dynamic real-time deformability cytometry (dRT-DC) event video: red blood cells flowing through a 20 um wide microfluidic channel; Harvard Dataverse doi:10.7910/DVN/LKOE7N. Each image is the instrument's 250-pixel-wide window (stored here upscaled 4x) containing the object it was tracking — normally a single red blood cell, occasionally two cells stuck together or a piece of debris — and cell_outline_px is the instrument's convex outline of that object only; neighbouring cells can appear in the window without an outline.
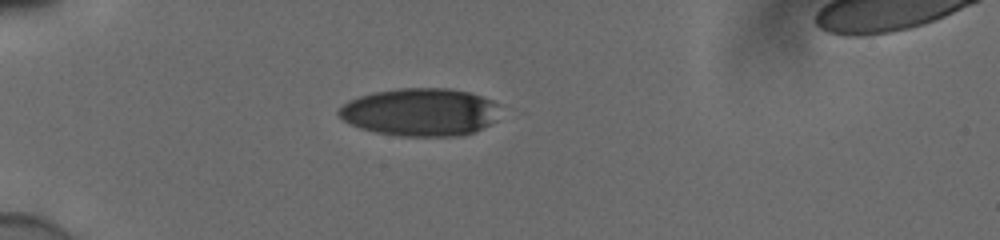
{"species": "human", "species_latin": "Homo sapiens", "temperature_condition": "cold", "stored_images_in_passage": 39, "camera_frame_rate_fps": 3000, "um_per_image_px": 0.085, "donor": {"sex": "male"}, "frame": {"image": 1, "passage_image": 1, "time_ms": 0.0, "image_size_px": [1000, 240], "cell_outline_px": [[500, 104], [496, 120], [472, 132], [456, 136], [400, 136], [376, 132], [360, 128], [344, 120], [336, 112], [348, 100], [372, 92], [400, 88], [448, 88], [468, 92], [492, 100]], "centroid_in_image_um": [35.72, 9.52], "position_along_channel_um": 49.3, "area_um2": 44.8}}
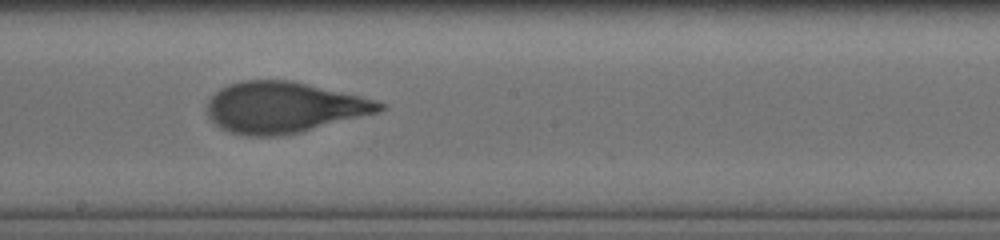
{"frame": {"image": 2, "passage_image": 17, "time_ms": 5.333, "image_size_px": [1000, 240], "cell_outline_px": [[388, 108], [380, 112], [300, 132], [280, 136], [248, 136], [232, 132], [220, 128], [208, 116], [208, 100], [220, 88], [228, 84], [240, 80], [288, 80], [360, 96], [376, 100], [388, 104]], "centroid_in_image_um": [24.14, 9.13], "position_along_channel_um": 224.1, "area_um2": 51.1}}
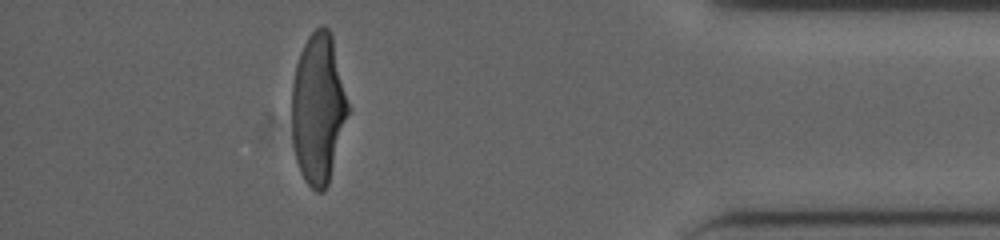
{"frame": {"image": 3, "passage_image": 34, "time_ms": 11.0, "image_size_px": [1000, 240], "cell_outline_px": [[352, 108], [328, 184], [324, 192], [316, 192], [304, 180], [300, 172], [296, 160], [292, 140], [292, 84], [296, 64], [300, 52], [308, 36], [320, 24], [324, 24], [328, 28], [332, 36]], "centroid_in_image_um": [27.09, 9.22], "position_along_channel_um": 408.1, "area_um2": 50.46}}